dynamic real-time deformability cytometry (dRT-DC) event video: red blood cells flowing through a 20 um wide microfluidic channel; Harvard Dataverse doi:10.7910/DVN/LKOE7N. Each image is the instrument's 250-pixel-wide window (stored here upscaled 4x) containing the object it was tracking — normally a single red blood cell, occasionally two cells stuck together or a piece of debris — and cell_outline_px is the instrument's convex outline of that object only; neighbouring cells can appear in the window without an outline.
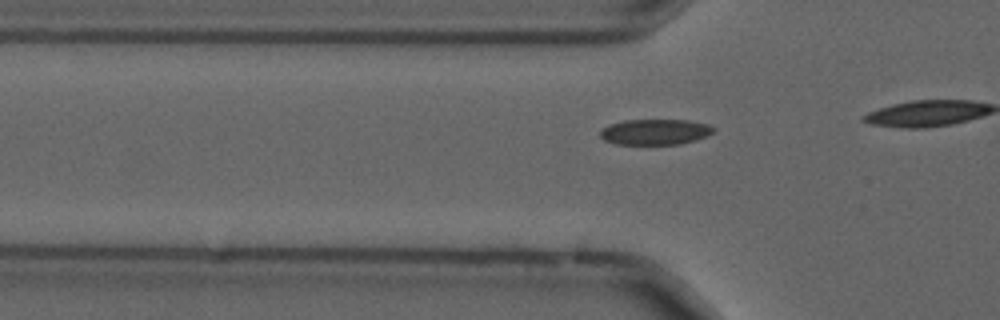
{"species": "common noctule bat (a hibernating species)", "species_latin": "Nyctalus noctula", "temperature_condition": "cold", "stored_images_in_passage": 12, "camera_frame_rate_fps": 3000, "um_per_image_px": 0.085, "animal": {"sex": "male", "forearm_length_mm": 52.5}, "frame": {"image": 1, "passage_image": 7, "time_ms": 2.0, "image_size_px": [1000, 320], "cell_outline_px": [[716, 132], [708, 136], [696, 140], [680, 144], [616, 144], [604, 140], [600, 136], [600, 132], [608, 124], [624, 120], [688, 120], [708, 124], [716, 128]], "centroid_in_image_um": [55.73, 11.21], "position_along_channel_um": 70.1, "area_um2": 17.11}}